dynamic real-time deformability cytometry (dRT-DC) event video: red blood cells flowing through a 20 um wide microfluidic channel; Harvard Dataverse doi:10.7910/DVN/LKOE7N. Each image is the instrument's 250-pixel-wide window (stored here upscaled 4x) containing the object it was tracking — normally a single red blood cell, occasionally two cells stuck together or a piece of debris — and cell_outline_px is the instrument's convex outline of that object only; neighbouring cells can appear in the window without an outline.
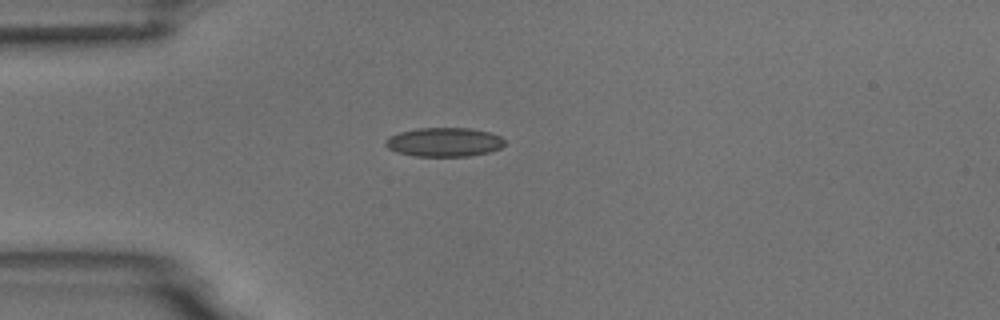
{"species": "common noctule bat (a hibernating species)", "species_latin": "Nyctalus noctula", "temperature_condition": "room temperature", "stored_images_in_passage": 1, "camera_frame_rate_fps": 3000, "um_per_image_px": 0.085, "animal": {"sex": "male", "body_mass_g": 18.8}, "frame": {"image": 1, "passage_image": 1, "time_ms": 0.0, "image_size_px": [1000, 320], "cell_outline_px": [[504, 144], [500, 148], [488, 152], [468, 156], [416, 156], [396, 152], [388, 148], [384, 144], [384, 140], [388, 136], [400, 132], [416, 128], [468, 128], [488, 132], [500, 136], [504, 140]], "centroid_in_image_um": [37.7, 12.07], "position_along_channel_um": 47.3, "area_um2": 20.11}}